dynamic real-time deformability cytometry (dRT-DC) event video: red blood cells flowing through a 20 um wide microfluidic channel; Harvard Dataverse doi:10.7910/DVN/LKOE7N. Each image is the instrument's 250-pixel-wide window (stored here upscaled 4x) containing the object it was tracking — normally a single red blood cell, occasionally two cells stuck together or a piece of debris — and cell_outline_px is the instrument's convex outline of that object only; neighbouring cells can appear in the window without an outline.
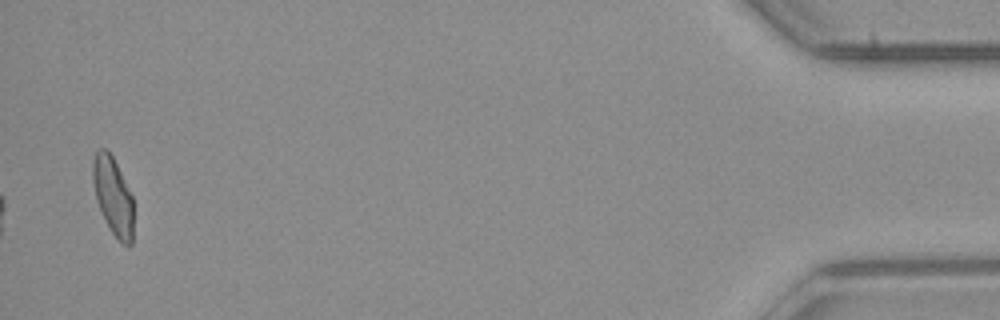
{"species": "common noctule bat (a hibernating species)", "species_latin": "Nyctalus noctula", "temperature_condition": "room temperature", "stored_images_in_passage": 39, "camera_frame_rate_fps": 3000, "um_per_image_px": 0.085, "animal": {"sex": "male", "body_mass_g": 23.1, "forearm_length_mm": 52.7}, "frame": {"image": 1, "passage_image": 39, "time_ms": 12.667, "image_size_px": [1000, 320], "cell_outline_px": [[132, 244], [128, 248], [120, 244], [112, 232], [96, 200], [92, 180], [92, 160], [96, 152], [100, 148], [108, 148], [132, 196]], "centroid_in_image_um": [9.59, 16.67], "position_along_channel_um": 425.6, "area_um2": 18.32}, "authors_computed_cell_mechanics": {"area_um2": 13.9298, "velocity_mm_per_s": 3.9479, "shape_relaxation_time_tau1_ms": 5.977, "shape_relaxation_time_tau2_ms": 2.378, "deformation_change_tau1": 0.1654, "deformation_change_tau2": 0.0835}}